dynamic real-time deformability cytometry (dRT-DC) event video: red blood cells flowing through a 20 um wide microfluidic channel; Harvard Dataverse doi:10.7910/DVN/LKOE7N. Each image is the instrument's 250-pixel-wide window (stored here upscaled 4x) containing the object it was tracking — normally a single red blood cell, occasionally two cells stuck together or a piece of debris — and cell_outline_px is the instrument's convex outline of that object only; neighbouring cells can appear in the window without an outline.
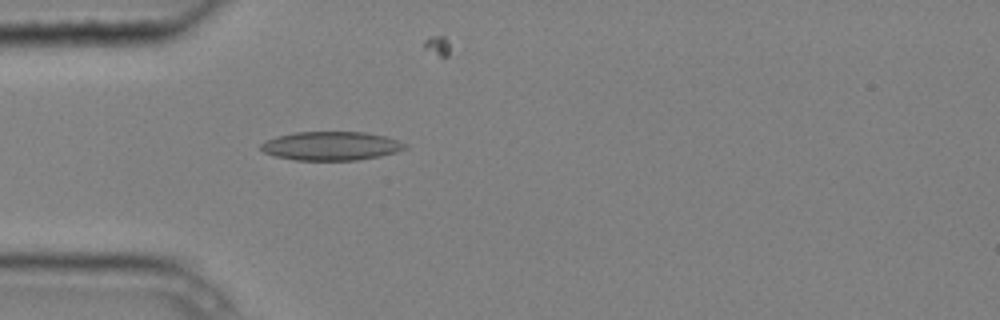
{"species": "common noctule bat (a hibernating species)", "species_latin": "Nyctalus noctula", "temperature_condition": "cold", "stored_images_in_passage": 5, "camera_frame_rate_fps": 3000, "um_per_image_px": 0.085, "animal": {"sex": "male", "body_mass_g": 20.4}, "frame": {"image": 1, "passage_image": 5, "time_ms": 1.333, "image_size_px": [1000, 320], "cell_outline_px": [[408, 148], [396, 152], [380, 156], [356, 160], [296, 160], [276, 156], [264, 152], [260, 148], [260, 144], [276, 136], [296, 132], [364, 132], [384, 136], [408, 144]], "centroid_in_image_um": [28.16, 12.4], "position_along_channel_um": 56.8, "area_um2": 24.04}}